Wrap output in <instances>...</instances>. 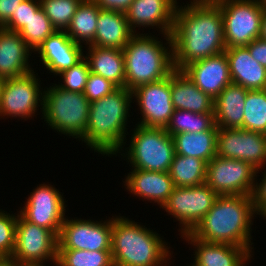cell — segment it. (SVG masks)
<instances>
[{"label":"cell","mask_w":266,"mask_h":266,"mask_svg":"<svg viewBox=\"0 0 266 266\" xmlns=\"http://www.w3.org/2000/svg\"><path fill=\"white\" fill-rule=\"evenodd\" d=\"M33 50L25 43L19 32L0 28V77L13 78L33 71L29 56Z\"/></svg>","instance_id":"44dd1931"},{"label":"cell","mask_w":266,"mask_h":266,"mask_svg":"<svg viewBox=\"0 0 266 266\" xmlns=\"http://www.w3.org/2000/svg\"><path fill=\"white\" fill-rule=\"evenodd\" d=\"M218 129L172 135L175 154L196 157L206 163L216 156Z\"/></svg>","instance_id":"83f0119b"},{"label":"cell","mask_w":266,"mask_h":266,"mask_svg":"<svg viewBox=\"0 0 266 266\" xmlns=\"http://www.w3.org/2000/svg\"><path fill=\"white\" fill-rule=\"evenodd\" d=\"M131 171L125 177V188L135 196L147 199L150 203L153 201L162 208L175 188L169 172L141 169H131Z\"/></svg>","instance_id":"7402d4cb"},{"label":"cell","mask_w":266,"mask_h":266,"mask_svg":"<svg viewBox=\"0 0 266 266\" xmlns=\"http://www.w3.org/2000/svg\"><path fill=\"white\" fill-rule=\"evenodd\" d=\"M248 90L231 83L214 99L213 112L218 128H242Z\"/></svg>","instance_id":"d4e9b609"},{"label":"cell","mask_w":266,"mask_h":266,"mask_svg":"<svg viewBox=\"0 0 266 266\" xmlns=\"http://www.w3.org/2000/svg\"><path fill=\"white\" fill-rule=\"evenodd\" d=\"M164 129L172 136L178 133H198L208 129H218V127L215 124L214 113L174 110Z\"/></svg>","instance_id":"4dcf8cb0"},{"label":"cell","mask_w":266,"mask_h":266,"mask_svg":"<svg viewBox=\"0 0 266 266\" xmlns=\"http://www.w3.org/2000/svg\"><path fill=\"white\" fill-rule=\"evenodd\" d=\"M112 216L114 266H167L171 252L156 232L125 216ZM168 260V261H167ZM170 266V265H169Z\"/></svg>","instance_id":"277c9868"},{"label":"cell","mask_w":266,"mask_h":266,"mask_svg":"<svg viewBox=\"0 0 266 266\" xmlns=\"http://www.w3.org/2000/svg\"><path fill=\"white\" fill-rule=\"evenodd\" d=\"M56 266H114L111 251L58 250Z\"/></svg>","instance_id":"d6a6232c"},{"label":"cell","mask_w":266,"mask_h":266,"mask_svg":"<svg viewBox=\"0 0 266 266\" xmlns=\"http://www.w3.org/2000/svg\"><path fill=\"white\" fill-rule=\"evenodd\" d=\"M171 96L175 110L214 113V100L202 92L182 70L171 73Z\"/></svg>","instance_id":"cb8c5ba5"},{"label":"cell","mask_w":266,"mask_h":266,"mask_svg":"<svg viewBox=\"0 0 266 266\" xmlns=\"http://www.w3.org/2000/svg\"><path fill=\"white\" fill-rule=\"evenodd\" d=\"M262 174L260 183L254 178V186L250 195L255 212L260 216L266 213V169Z\"/></svg>","instance_id":"ab89813d"},{"label":"cell","mask_w":266,"mask_h":266,"mask_svg":"<svg viewBox=\"0 0 266 266\" xmlns=\"http://www.w3.org/2000/svg\"><path fill=\"white\" fill-rule=\"evenodd\" d=\"M163 37L167 41L164 45L154 35L135 33L123 48L125 87L128 90L161 80L175 70L172 37L165 34Z\"/></svg>","instance_id":"5b68a950"},{"label":"cell","mask_w":266,"mask_h":266,"mask_svg":"<svg viewBox=\"0 0 266 266\" xmlns=\"http://www.w3.org/2000/svg\"><path fill=\"white\" fill-rule=\"evenodd\" d=\"M255 214L257 215L251 196H218L211 209L190 233L207 242L240 246L253 255L250 234Z\"/></svg>","instance_id":"7a4b0ae2"},{"label":"cell","mask_w":266,"mask_h":266,"mask_svg":"<svg viewBox=\"0 0 266 266\" xmlns=\"http://www.w3.org/2000/svg\"><path fill=\"white\" fill-rule=\"evenodd\" d=\"M116 89L117 87L109 80L90 72L83 94L90 102H93L111 94Z\"/></svg>","instance_id":"f35d334b"},{"label":"cell","mask_w":266,"mask_h":266,"mask_svg":"<svg viewBox=\"0 0 266 266\" xmlns=\"http://www.w3.org/2000/svg\"><path fill=\"white\" fill-rule=\"evenodd\" d=\"M134 34L125 13L100 9L94 41L90 45L123 50Z\"/></svg>","instance_id":"484cf974"},{"label":"cell","mask_w":266,"mask_h":266,"mask_svg":"<svg viewBox=\"0 0 266 266\" xmlns=\"http://www.w3.org/2000/svg\"><path fill=\"white\" fill-rule=\"evenodd\" d=\"M192 264V265H191ZM190 265H188V266H197V265H195L194 263H191Z\"/></svg>","instance_id":"681fc988"},{"label":"cell","mask_w":266,"mask_h":266,"mask_svg":"<svg viewBox=\"0 0 266 266\" xmlns=\"http://www.w3.org/2000/svg\"><path fill=\"white\" fill-rule=\"evenodd\" d=\"M18 266H46V265H18Z\"/></svg>","instance_id":"c3c4849f"},{"label":"cell","mask_w":266,"mask_h":266,"mask_svg":"<svg viewBox=\"0 0 266 266\" xmlns=\"http://www.w3.org/2000/svg\"><path fill=\"white\" fill-rule=\"evenodd\" d=\"M259 5L266 10V0H257Z\"/></svg>","instance_id":"bcb514c9"},{"label":"cell","mask_w":266,"mask_h":266,"mask_svg":"<svg viewBox=\"0 0 266 266\" xmlns=\"http://www.w3.org/2000/svg\"><path fill=\"white\" fill-rule=\"evenodd\" d=\"M132 100V91L121 87L91 102L86 131L80 138L82 142L103 156H117L124 151Z\"/></svg>","instance_id":"3957f363"},{"label":"cell","mask_w":266,"mask_h":266,"mask_svg":"<svg viewBox=\"0 0 266 266\" xmlns=\"http://www.w3.org/2000/svg\"><path fill=\"white\" fill-rule=\"evenodd\" d=\"M131 143L121 155L133 169L152 172H169L175 155L172 136L161 127H145L136 124ZM127 151V152H126Z\"/></svg>","instance_id":"52a82bcc"},{"label":"cell","mask_w":266,"mask_h":266,"mask_svg":"<svg viewBox=\"0 0 266 266\" xmlns=\"http://www.w3.org/2000/svg\"><path fill=\"white\" fill-rule=\"evenodd\" d=\"M182 71L204 93L213 100L232 83L227 55L224 52L192 62Z\"/></svg>","instance_id":"e0dca14e"},{"label":"cell","mask_w":266,"mask_h":266,"mask_svg":"<svg viewBox=\"0 0 266 266\" xmlns=\"http://www.w3.org/2000/svg\"><path fill=\"white\" fill-rule=\"evenodd\" d=\"M18 213L9 214L0 209V258H11L15 248Z\"/></svg>","instance_id":"8d00e7d4"},{"label":"cell","mask_w":266,"mask_h":266,"mask_svg":"<svg viewBox=\"0 0 266 266\" xmlns=\"http://www.w3.org/2000/svg\"><path fill=\"white\" fill-rule=\"evenodd\" d=\"M142 115L138 125L165 128L174 112L171 96V74L161 80L132 90Z\"/></svg>","instance_id":"2e32d148"},{"label":"cell","mask_w":266,"mask_h":266,"mask_svg":"<svg viewBox=\"0 0 266 266\" xmlns=\"http://www.w3.org/2000/svg\"><path fill=\"white\" fill-rule=\"evenodd\" d=\"M173 66L182 70L188 64L226 50L220 6L214 0H192L177 4L171 33Z\"/></svg>","instance_id":"6da1fadb"},{"label":"cell","mask_w":266,"mask_h":266,"mask_svg":"<svg viewBox=\"0 0 266 266\" xmlns=\"http://www.w3.org/2000/svg\"><path fill=\"white\" fill-rule=\"evenodd\" d=\"M84 58L88 61L90 72L112 82L117 88L125 87V63L122 50L88 46Z\"/></svg>","instance_id":"4316f807"},{"label":"cell","mask_w":266,"mask_h":266,"mask_svg":"<svg viewBox=\"0 0 266 266\" xmlns=\"http://www.w3.org/2000/svg\"><path fill=\"white\" fill-rule=\"evenodd\" d=\"M207 163L196 157L175 154L169 170L175 187H192L205 183Z\"/></svg>","instance_id":"f546056e"},{"label":"cell","mask_w":266,"mask_h":266,"mask_svg":"<svg viewBox=\"0 0 266 266\" xmlns=\"http://www.w3.org/2000/svg\"><path fill=\"white\" fill-rule=\"evenodd\" d=\"M101 10L125 13L134 0H92Z\"/></svg>","instance_id":"b9f144b4"},{"label":"cell","mask_w":266,"mask_h":266,"mask_svg":"<svg viewBox=\"0 0 266 266\" xmlns=\"http://www.w3.org/2000/svg\"><path fill=\"white\" fill-rule=\"evenodd\" d=\"M60 193L53 185L40 184L33 189L18 213L26 221L47 228L58 237L66 218V205Z\"/></svg>","instance_id":"9a60e30c"},{"label":"cell","mask_w":266,"mask_h":266,"mask_svg":"<svg viewBox=\"0 0 266 266\" xmlns=\"http://www.w3.org/2000/svg\"><path fill=\"white\" fill-rule=\"evenodd\" d=\"M55 31L56 28L40 7L35 14H32L27 25L19 31V34L34 52Z\"/></svg>","instance_id":"836d02e7"},{"label":"cell","mask_w":266,"mask_h":266,"mask_svg":"<svg viewBox=\"0 0 266 266\" xmlns=\"http://www.w3.org/2000/svg\"><path fill=\"white\" fill-rule=\"evenodd\" d=\"M216 155L242 160L256 170L266 165V135L242 128H218Z\"/></svg>","instance_id":"5bb4252c"},{"label":"cell","mask_w":266,"mask_h":266,"mask_svg":"<svg viewBox=\"0 0 266 266\" xmlns=\"http://www.w3.org/2000/svg\"><path fill=\"white\" fill-rule=\"evenodd\" d=\"M0 266H18L11 258H0Z\"/></svg>","instance_id":"f6af8a7d"},{"label":"cell","mask_w":266,"mask_h":266,"mask_svg":"<svg viewBox=\"0 0 266 266\" xmlns=\"http://www.w3.org/2000/svg\"><path fill=\"white\" fill-rule=\"evenodd\" d=\"M112 218L106 221L65 218L58 250L111 251Z\"/></svg>","instance_id":"4fadbf2b"},{"label":"cell","mask_w":266,"mask_h":266,"mask_svg":"<svg viewBox=\"0 0 266 266\" xmlns=\"http://www.w3.org/2000/svg\"><path fill=\"white\" fill-rule=\"evenodd\" d=\"M89 73L90 67L88 61L83 58L75 66L58 74L61 76L63 84L59 83L57 85L67 91L83 93Z\"/></svg>","instance_id":"d590c367"},{"label":"cell","mask_w":266,"mask_h":266,"mask_svg":"<svg viewBox=\"0 0 266 266\" xmlns=\"http://www.w3.org/2000/svg\"><path fill=\"white\" fill-rule=\"evenodd\" d=\"M243 129L266 135V89L248 90L244 106Z\"/></svg>","instance_id":"1f68e13d"},{"label":"cell","mask_w":266,"mask_h":266,"mask_svg":"<svg viewBox=\"0 0 266 266\" xmlns=\"http://www.w3.org/2000/svg\"><path fill=\"white\" fill-rule=\"evenodd\" d=\"M232 83L247 90L266 89V68L252 58L246 46L225 50Z\"/></svg>","instance_id":"603a6c76"},{"label":"cell","mask_w":266,"mask_h":266,"mask_svg":"<svg viewBox=\"0 0 266 266\" xmlns=\"http://www.w3.org/2000/svg\"><path fill=\"white\" fill-rule=\"evenodd\" d=\"M53 85L44 89L43 107H40L42 118L53 130L80 141L88 124L91 102L83 93L67 91L57 84Z\"/></svg>","instance_id":"8992f818"},{"label":"cell","mask_w":266,"mask_h":266,"mask_svg":"<svg viewBox=\"0 0 266 266\" xmlns=\"http://www.w3.org/2000/svg\"><path fill=\"white\" fill-rule=\"evenodd\" d=\"M259 171L245 161L216 155L207 163L205 183L219 196H250Z\"/></svg>","instance_id":"8fae6325"},{"label":"cell","mask_w":266,"mask_h":266,"mask_svg":"<svg viewBox=\"0 0 266 266\" xmlns=\"http://www.w3.org/2000/svg\"><path fill=\"white\" fill-rule=\"evenodd\" d=\"M83 45L75 43L65 32L56 30L35 50L49 73L58 75L84 58Z\"/></svg>","instance_id":"d6986e66"},{"label":"cell","mask_w":266,"mask_h":266,"mask_svg":"<svg viewBox=\"0 0 266 266\" xmlns=\"http://www.w3.org/2000/svg\"><path fill=\"white\" fill-rule=\"evenodd\" d=\"M35 73L33 70L23 76L4 80L0 98L1 118L7 116L28 120L34 117L38 107H43L44 91L43 88L40 90L41 81Z\"/></svg>","instance_id":"7c38bea8"},{"label":"cell","mask_w":266,"mask_h":266,"mask_svg":"<svg viewBox=\"0 0 266 266\" xmlns=\"http://www.w3.org/2000/svg\"><path fill=\"white\" fill-rule=\"evenodd\" d=\"M181 237L194 246L193 263L197 266H245L253 257L240 246L207 242L195 238L190 232L182 234Z\"/></svg>","instance_id":"ffe728a7"},{"label":"cell","mask_w":266,"mask_h":266,"mask_svg":"<svg viewBox=\"0 0 266 266\" xmlns=\"http://www.w3.org/2000/svg\"><path fill=\"white\" fill-rule=\"evenodd\" d=\"M222 13L227 48L247 46L259 38L264 9L257 0H214Z\"/></svg>","instance_id":"ba28073f"},{"label":"cell","mask_w":266,"mask_h":266,"mask_svg":"<svg viewBox=\"0 0 266 266\" xmlns=\"http://www.w3.org/2000/svg\"><path fill=\"white\" fill-rule=\"evenodd\" d=\"M82 0H40L45 15L56 30H66Z\"/></svg>","instance_id":"e575fe53"},{"label":"cell","mask_w":266,"mask_h":266,"mask_svg":"<svg viewBox=\"0 0 266 266\" xmlns=\"http://www.w3.org/2000/svg\"><path fill=\"white\" fill-rule=\"evenodd\" d=\"M259 37L263 40H266V10H264L262 20H261V28Z\"/></svg>","instance_id":"ee69618b"},{"label":"cell","mask_w":266,"mask_h":266,"mask_svg":"<svg viewBox=\"0 0 266 266\" xmlns=\"http://www.w3.org/2000/svg\"><path fill=\"white\" fill-rule=\"evenodd\" d=\"M40 7V0H23L12 16L1 27L19 32L27 25L32 14H35Z\"/></svg>","instance_id":"74e56055"},{"label":"cell","mask_w":266,"mask_h":266,"mask_svg":"<svg viewBox=\"0 0 266 266\" xmlns=\"http://www.w3.org/2000/svg\"><path fill=\"white\" fill-rule=\"evenodd\" d=\"M100 8L92 0H82L65 32L80 45L94 41Z\"/></svg>","instance_id":"f1b7e54d"},{"label":"cell","mask_w":266,"mask_h":266,"mask_svg":"<svg viewBox=\"0 0 266 266\" xmlns=\"http://www.w3.org/2000/svg\"><path fill=\"white\" fill-rule=\"evenodd\" d=\"M218 196L206 183L192 187H175L162 209L179 221L182 235L196 227Z\"/></svg>","instance_id":"30bf717a"},{"label":"cell","mask_w":266,"mask_h":266,"mask_svg":"<svg viewBox=\"0 0 266 266\" xmlns=\"http://www.w3.org/2000/svg\"><path fill=\"white\" fill-rule=\"evenodd\" d=\"M252 58L266 68V40L256 38L246 46Z\"/></svg>","instance_id":"60d3db41"},{"label":"cell","mask_w":266,"mask_h":266,"mask_svg":"<svg viewBox=\"0 0 266 266\" xmlns=\"http://www.w3.org/2000/svg\"><path fill=\"white\" fill-rule=\"evenodd\" d=\"M4 80H5L4 78L0 77V98H1V91H2Z\"/></svg>","instance_id":"7dc6e473"},{"label":"cell","mask_w":266,"mask_h":266,"mask_svg":"<svg viewBox=\"0 0 266 266\" xmlns=\"http://www.w3.org/2000/svg\"><path fill=\"white\" fill-rule=\"evenodd\" d=\"M57 253L58 237L51 230L26 221L18 213L11 259L18 265H44L49 260L56 265Z\"/></svg>","instance_id":"9c48e42d"},{"label":"cell","mask_w":266,"mask_h":266,"mask_svg":"<svg viewBox=\"0 0 266 266\" xmlns=\"http://www.w3.org/2000/svg\"><path fill=\"white\" fill-rule=\"evenodd\" d=\"M177 0H134L125 12L130 29L137 27L160 28L162 35H171Z\"/></svg>","instance_id":"ac0fdd59"},{"label":"cell","mask_w":266,"mask_h":266,"mask_svg":"<svg viewBox=\"0 0 266 266\" xmlns=\"http://www.w3.org/2000/svg\"><path fill=\"white\" fill-rule=\"evenodd\" d=\"M23 0H0V25L2 26L16 11Z\"/></svg>","instance_id":"7bdbcfd3"}]
</instances>
